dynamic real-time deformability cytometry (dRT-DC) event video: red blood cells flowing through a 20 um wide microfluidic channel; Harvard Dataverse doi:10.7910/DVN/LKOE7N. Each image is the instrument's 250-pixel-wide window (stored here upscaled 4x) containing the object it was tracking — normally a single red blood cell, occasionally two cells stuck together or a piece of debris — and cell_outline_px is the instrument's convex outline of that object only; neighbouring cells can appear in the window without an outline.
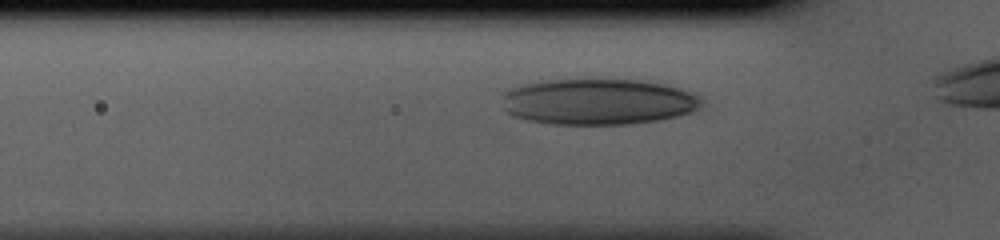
{"species": "human", "species_latin": "Homo sapiens", "temperature_condition": "cold", "stored_images_in_passage": 10, "camera_frame_rate_fps": 3000, "um_per_image_px": 0.085, "donor": {"sex": "male"}, "frame": {"image": 1, "passage_image": 5, "time_ms": 1.333, "image_size_px": [1000, 240], "cell_outline_px": [[704, 104], [700, 108], [692, 112], [660, 120], [628, 124], [552, 124], [528, 120], [512, 116], [504, 108], [500, 96], [504, 92], [512, 88], [524, 84], [548, 80], [640, 80], [664, 84], [680, 88], [700, 96], [704, 100]], "centroid_in_image_um": [50.86, 8.65], "position_along_channel_um": 74.9, "area_um2": 53.7}}
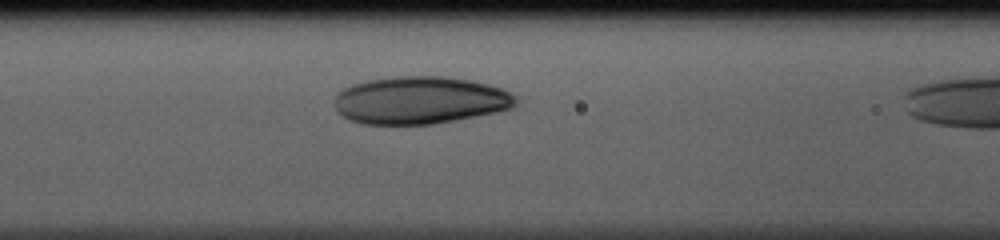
{"frame": {"image": 2, "passage_image": 9, "time_ms": 2.667, "image_size_px": [1000, 240], "cell_outline_px": [[516, 104], [512, 108], [496, 112], [432, 124], [364, 124], [348, 120], [336, 112], [332, 104], [336, 92], [352, 84], [368, 80], [396, 76], [444, 76], [472, 80], [504, 88], [516, 96]], "centroid_in_image_um": [35.66, 8.51], "position_along_channel_um": 130.9, "area_um2": 50.75}}